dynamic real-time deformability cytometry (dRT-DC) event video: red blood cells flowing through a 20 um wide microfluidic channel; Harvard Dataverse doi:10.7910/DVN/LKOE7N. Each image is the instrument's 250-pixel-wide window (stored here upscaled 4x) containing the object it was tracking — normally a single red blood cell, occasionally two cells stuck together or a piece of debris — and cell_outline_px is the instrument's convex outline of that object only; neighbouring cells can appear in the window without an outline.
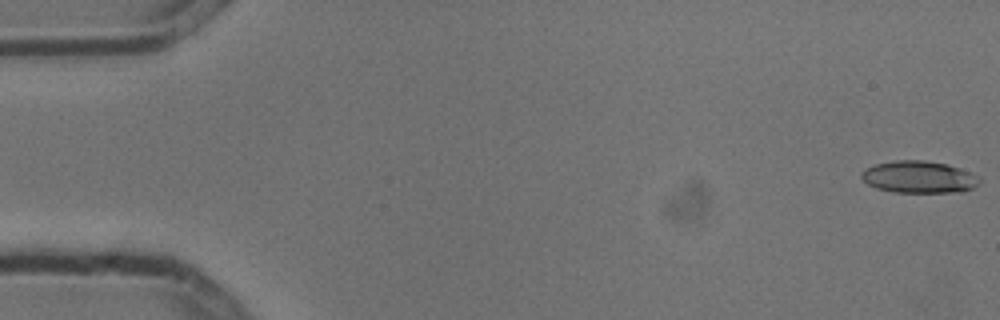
{"species": "common noctule bat (a hibernating species)", "species_latin": "Nyctalus noctula", "temperature_condition": "cold", "stored_images_in_passage": 7, "camera_frame_rate_fps": 3000, "um_per_image_px": 0.085, "animal": {"sex": "male", "body_mass_g": 13.3}, "frame": {"image": 1, "passage_image": 1, "time_ms": 0.0, "image_size_px": [1000, 320], "cell_outline_px": [[980, 184], [964, 192], [896, 192], [876, 188], [868, 184], [860, 176], [860, 172], [872, 164], [896, 160], [924, 160], [948, 164], [960, 168], [976, 176], [980, 180]], "centroid_in_image_um": [78.09, 15.04], "position_along_channel_um": 6.9, "area_um2": 22.14}}
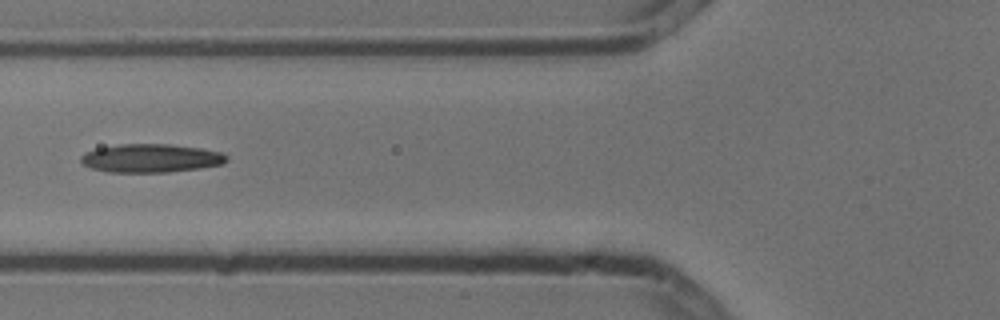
{"frame": {"image": 2, "passage_image": 6, "time_ms": 1.667, "image_size_px": [1000, 320], "cell_outline_px": [[228, 160], [220, 164], [200, 168], [168, 172], [108, 172], [92, 168], [84, 164], [80, 160], [80, 156], [96, 148], [120, 144], [172, 144], [200, 148], [220, 152], [228, 156]], "centroid_in_image_um": [12.83, 13.44], "position_along_channel_um": 113.0, "area_um2": 24.04}}
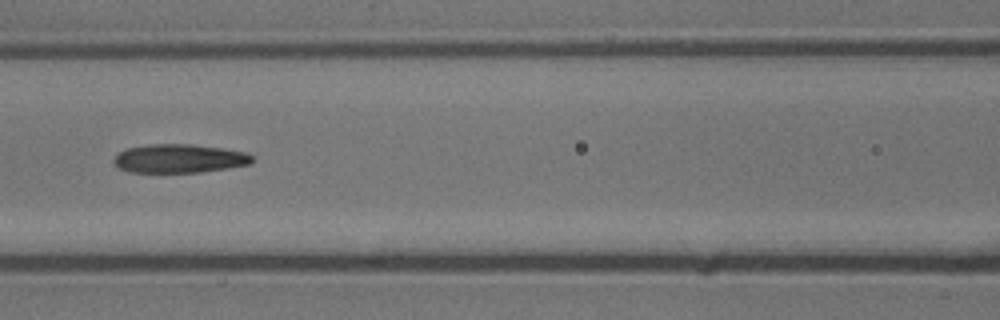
{"frame": {"image": 3, "passage_image": 7, "time_ms": 2.0, "image_size_px": [1000, 320], "cell_outline_px": [[252, 160], [248, 164], [228, 168], [200, 172], [132, 172], [116, 168], [112, 160], [124, 148], [148, 144], [192, 144], [224, 148], [248, 152], [252, 156]], "centroid_in_image_um": [15.21, 13.46], "position_along_channel_um": 151.4, "area_um2": 23.29}}